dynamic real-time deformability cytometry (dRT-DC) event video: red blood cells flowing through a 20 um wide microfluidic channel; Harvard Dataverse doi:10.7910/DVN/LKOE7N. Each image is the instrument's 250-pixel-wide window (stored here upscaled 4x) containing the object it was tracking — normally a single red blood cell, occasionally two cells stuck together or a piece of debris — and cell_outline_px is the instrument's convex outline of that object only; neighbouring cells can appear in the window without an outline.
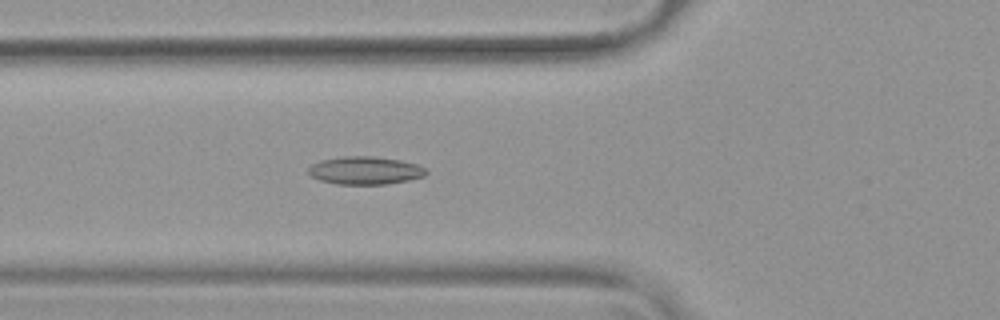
{"species": "common noctule bat (a hibernating species)", "species_latin": "Nyctalus noctula", "temperature_condition": "warm", "stored_images_in_passage": 54, "camera_frame_rate_fps": 3000, "um_per_image_px": 0.085, "animal": {"sex": "female", "body_mass_g": 19.9}, "frame": {"image": 1, "passage_image": 20, "time_ms": 6.333, "image_size_px": [1000, 320], "cell_outline_px": [[428, 172], [424, 176], [408, 180], [384, 184], [336, 184], [320, 180], [312, 176], [308, 172], [308, 168], [312, 164], [320, 160], [340, 156], [372, 156], [400, 160], [416, 164], [424, 168]], "centroid_in_image_um": [31.01, 14.48], "position_along_channel_um": 94.8, "area_um2": 19.07}}
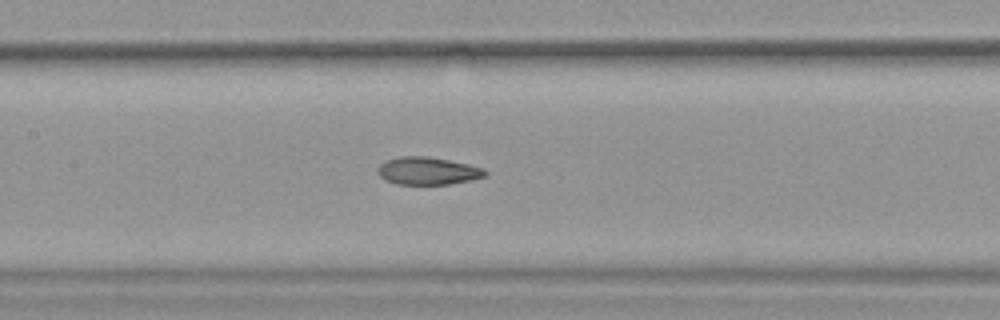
{"frame": {"image": 2, "passage_image": 26, "time_ms": 8.333, "image_size_px": [1000, 320], "cell_outline_px": [[488, 172], [484, 176], [472, 180], [448, 184], [396, 184], [384, 180], [376, 172], [376, 168], [380, 164], [388, 160], [400, 156], [428, 156], [468, 164], [484, 168]], "centroid_in_image_um": [36.33, 14.53], "position_along_channel_um": 171.1, "area_um2": 17.34}}
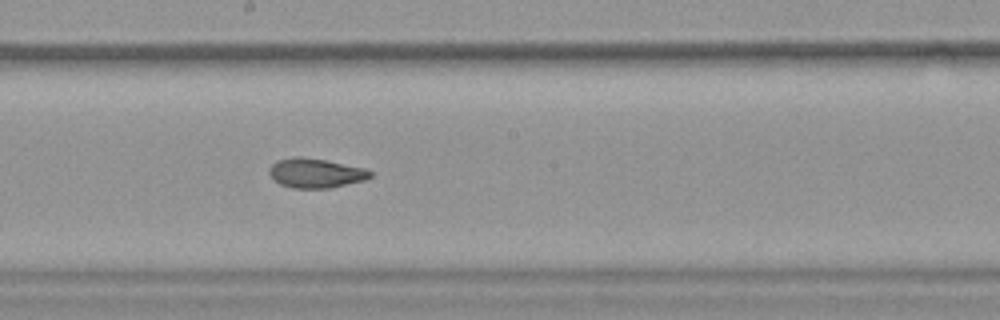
{"frame": {"image": 3, "passage_image": 30, "time_ms": 9.667, "image_size_px": [1000, 320], "cell_outline_px": [[372, 176], [368, 180], [332, 188], [292, 188], [280, 184], [272, 180], [268, 172], [268, 168], [276, 160], [292, 156], [300, 156], [324, 160], [364, 168], [372, 172]], "centroid_in_image_um": [26.8, 14.72], "position_along_channel_um": 221.4, "area_um2": 17.69}, "authors_computed_cell_mechanics": {"area_um2": 18.6405, "velocity_mm_per_s": 3.7923, "shape_relaxation_time_tau1_ms": null, "shape_relaxation_time_tau2_ms": 1.9804, "deformation_change_tau1": null, "deformation_change_tau2": 0.0737}}